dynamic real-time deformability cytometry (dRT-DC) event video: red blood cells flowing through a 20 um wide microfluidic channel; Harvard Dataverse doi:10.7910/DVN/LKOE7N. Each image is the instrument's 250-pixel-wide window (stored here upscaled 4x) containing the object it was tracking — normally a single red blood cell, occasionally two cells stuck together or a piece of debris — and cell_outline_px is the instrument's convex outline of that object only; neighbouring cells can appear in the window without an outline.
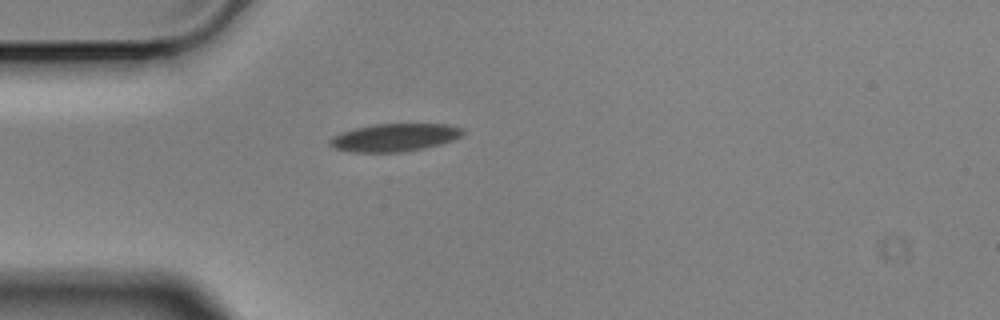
{"species": "Egyptian fruit bat (a non-hibernating species)", "species_latin": "Rousettus aegyptiacus", "temperature_condition": "cold", "stored_images_in_passage": 5, "camera_frame_rate_fps": 3000, "um_per_image_px": 0.085, "animal": {"sex": "male"}, "frame": {"image": 1, "passage_image": 5, "time_ms": 1.333, "image_size_px": [1000, 320], "cell_outline_px": [[464, 132], [460, 136], [452, 140], [440, 144], [424, 148], [404, 152], [352, 152], [332, 148], [328, 144], [328, 140], [332, 136], [356, 128], [376, 124], [448, 124], [464, 128]], "centroid_in_image_um": [33.53, 11.69], "position_along_channel_um": 51.5, "area_um2": 21.56}}